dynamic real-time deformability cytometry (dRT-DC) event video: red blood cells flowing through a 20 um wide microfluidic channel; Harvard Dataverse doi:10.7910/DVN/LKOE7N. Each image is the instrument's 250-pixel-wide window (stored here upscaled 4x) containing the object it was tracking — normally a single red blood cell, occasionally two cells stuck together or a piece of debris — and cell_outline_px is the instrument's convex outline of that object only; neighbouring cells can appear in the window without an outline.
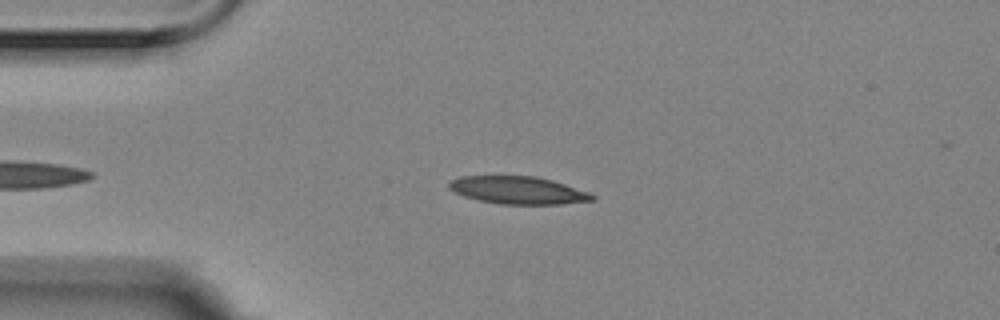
{"species": "Egyptian fruit bat (a non-hibernating species)", "species_latin": "Rousettus aegyptiacus", "temperature_condition": "room temperature", "stored_images_in_passage": 2, "camera_frame_rate_fps": 3000, "um_per_image_px": 0.085, "animal": {"sex": "female"}, "frame": {"image": 1, "passage_image": 1, "time_ms": 0.0, "image_size_px": [1000, 320], "cell_outline_px": [[596, 196], [592, 200], [560, 204], [500, 204], [480, 200], [464, 196], [448, 188], [448, 184], [452, 180], [460, 176], [536, 176], [552, 180], [588, 192]], "centroid_in_image_um": [44.02, 16.16], "position_along_channel_um": 41.0, "area_um2": 22.77}}